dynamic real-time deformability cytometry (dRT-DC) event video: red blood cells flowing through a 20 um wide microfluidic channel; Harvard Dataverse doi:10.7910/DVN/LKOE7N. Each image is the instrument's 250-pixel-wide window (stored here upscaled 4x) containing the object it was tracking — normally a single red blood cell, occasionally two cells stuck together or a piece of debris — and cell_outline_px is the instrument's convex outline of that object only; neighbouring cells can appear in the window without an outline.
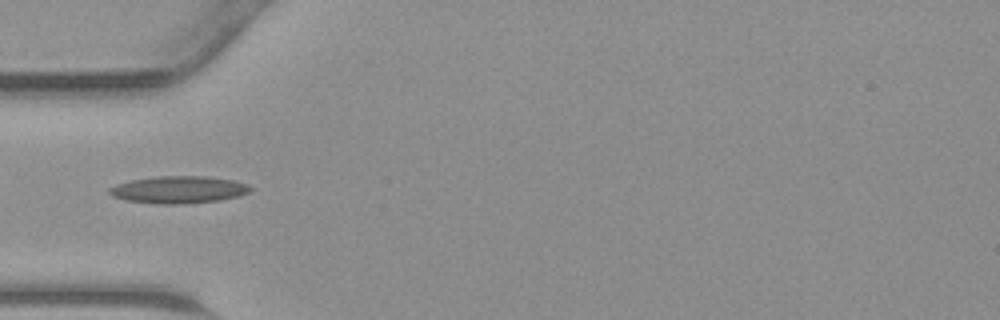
{"species": "common noctule bat (a hibernating species)", "species_latin": "Nyctalus noctula", "temperature_condition": "warm", "stored_images_in_passage": 43, "camera_frame_rate_fps": 3000, "um_per_image_px": 0.085, "animal": {"sex": "male", "body_mass_g": 23.1, "forearm_length_mm": 52.7}, "frame": {"image": 1, "passage_image": 13, "time_ms": 4.0, "image_size_px": [1000, 320], "cell_outline_px": [[252, 188], [248, 192], [240, 196], [220, 200], [184, 204], [160, 204], [124, 200], [112, 196], [108, 192], [108, 188], [116, 184], [132, 180], [156, 176], [208, 176], [232, 180], [248, 184]], "centroid_in_image_um": [15.17, 16.12], "position_along_channel_um": 69.8, "area_um2": 22.48}}
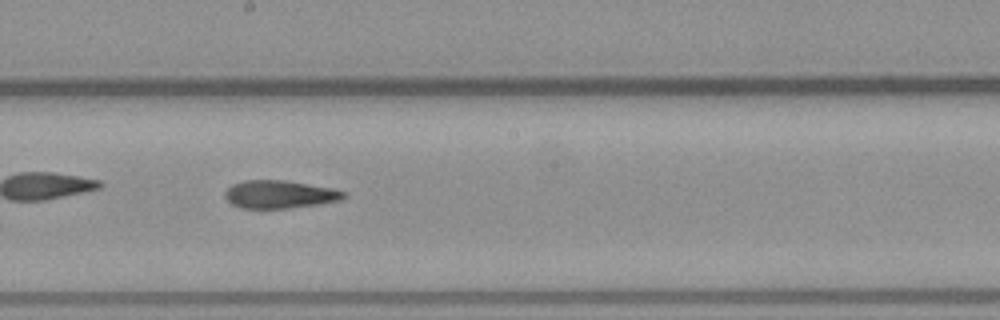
{"frame": {"image": 2, "passage_image": 23, "time_ms": 7.333, "image_size_px": [1000, 320], "cell_outline_px": [[348, 196], [340, 200], [320, 204], [288, 208], [244, 208], [232, 204], [224, 196], [224, 192], [232, 184], [244, 180], [284, 180], [332, 188], [348, 192]], "centroid_in_image_um": [23.8, 16.51], "position_along_channel_um": 224.4, "area_um2": 19.36}}
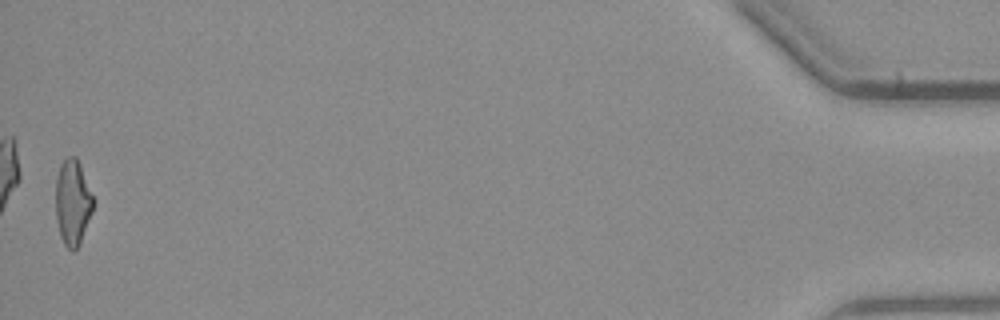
{"frame": {"image": 3, "passage_image": 43, "time_ms": 14.0, "image_size_px": [1000, 320], "cell_outline_px": [[96, 200], [92, 212], [80, 244], [72, 252], [64, 244], [60, 236], [56, 220], [56, 180], [60, 164], [68, 156], [76, 156], [80, 164]], "centroid_in_image_um": [6.2, 17.2], "position_along_channel_um": 429.0, "area_um2": 19.02}}